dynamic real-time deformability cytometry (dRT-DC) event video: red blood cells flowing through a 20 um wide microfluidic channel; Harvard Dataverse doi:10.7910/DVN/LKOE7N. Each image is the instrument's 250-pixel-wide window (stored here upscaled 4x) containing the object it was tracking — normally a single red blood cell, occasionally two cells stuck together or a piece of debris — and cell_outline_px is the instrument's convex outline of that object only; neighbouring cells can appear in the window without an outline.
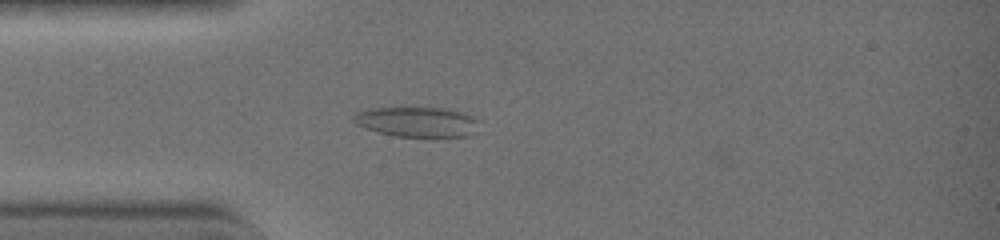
{"species": "common noctule bat (a hibernating species)", "species_latin": "Nyctalus noctula", "temperature_condition": "warm", "stored_images_in_passage": 4, "camera_frame_rate_fps": 3000, "um_per_image_px": 0.085, "animal": {"sex": "female", "body_mass_g": 19.0, "forearm_length_mm": 51.5}, "frame": {"image": 1, "passage_image": 4, "time_ms": 1.0, "image_size_px": [1000, 240], "cell_outline_px": [[480, 120], [476, 132], [468, 136], [436, 140], [396, 136], [364, 128], [356, 124], [352, 120], [360, 112], [376, 108], [436, 108], [456, 112], [472, 116]], "centroid_in_image_um": [35.55, 10.44], "position_along_channel_um": 49.4, "area_um2": 22.37}}